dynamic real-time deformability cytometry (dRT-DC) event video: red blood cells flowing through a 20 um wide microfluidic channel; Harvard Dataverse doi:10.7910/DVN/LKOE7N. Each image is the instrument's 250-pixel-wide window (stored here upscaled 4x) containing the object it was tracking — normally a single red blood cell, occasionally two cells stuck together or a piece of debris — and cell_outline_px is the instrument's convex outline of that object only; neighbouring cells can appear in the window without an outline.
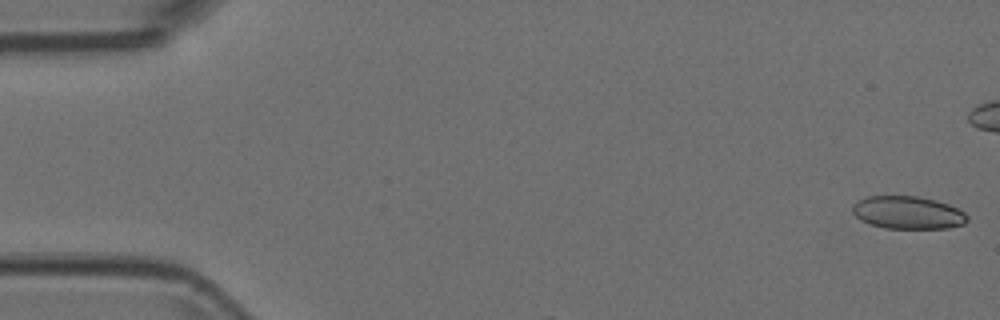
{"species": "Egyptian fruit bat (a non-hibernating species)", "species_latin": "Rousettus aegyptiacus", "temperature_condition": "room temperature", "stored_images_in_passage": 7, "camera_frame_rate_fps": 3000, "um_per_image_px": 0.085, "animal": {"sex": "female"}, "frame": {"image": 1, "passage_image": 1, "time_ms": 0.0, "image_size_px": [1000, 320], "cell_outline_px": [[968, 220], [964, 224], [948, 228], [884, 228], [860, 220], [852, 212], [852, 204], [868, 196], [916, 196], [936, 200], [948, 204], [964, 212], [968, 216]], "centroid_in_image_um": [77.17, 18.07], "position_along_channel_um": 7.8, "area_um2": 21.85}}